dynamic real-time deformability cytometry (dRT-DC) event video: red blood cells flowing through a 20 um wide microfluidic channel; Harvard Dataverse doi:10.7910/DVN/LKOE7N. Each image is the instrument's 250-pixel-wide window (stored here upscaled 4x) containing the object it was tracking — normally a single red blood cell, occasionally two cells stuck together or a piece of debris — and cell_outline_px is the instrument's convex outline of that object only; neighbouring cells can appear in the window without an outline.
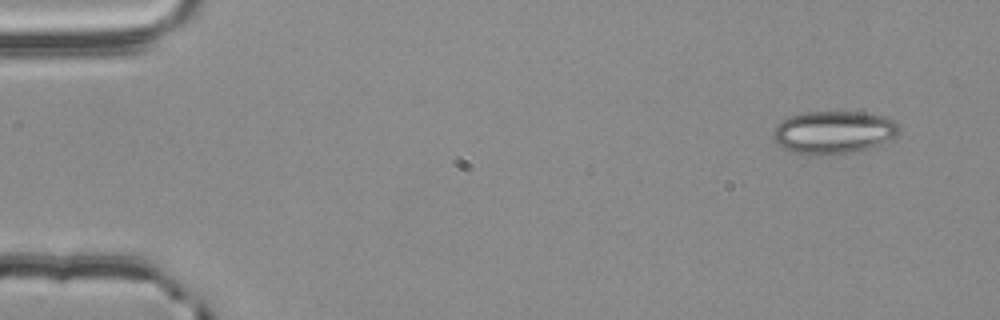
{"species": "common noctule bat (a hibernating species)", "species_latin": "Nyctalus noctula", "temperature_condition": "room temperature", "stored_images_in_passage": 52, "camera_frame_rate_fps": 3000, "um_per_image_px": 0.085, "animal": {"sex": "male", "body_mass_g": 20.4}, "frame": {"image": 1, "passage_image": 1, "time_ms": 0.0, "image_size_px": [1000, 320], "cell_outline_px": [[900, 132], [880, 144], [868, 148], [852, 152], [816, 156], [812, 156], [792, 152], [784, 148], [772, 136], [772, 128], [780, 120], [788, 116], [804, 112], [864, 112], [884, 116], [896, 120], [900, 128]], "centroid_in_image_um": [70.82, 11.23], "position_along_channel_um": 14.2, "area_um2": 31.73}}
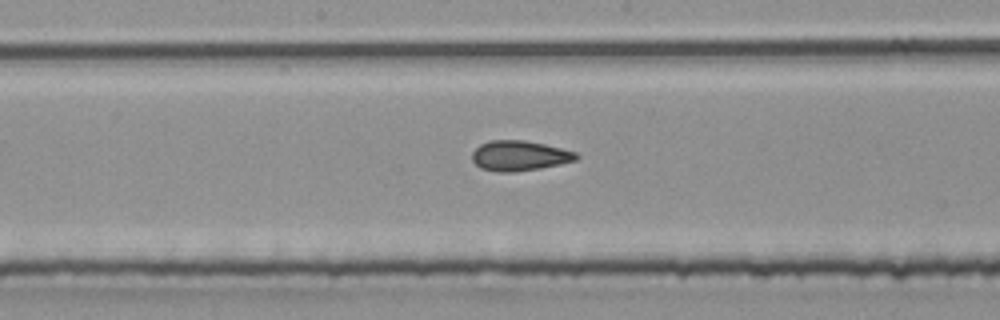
{"frame": {"image": 2, "passage_image": 26, "time_ms": 8.333, "image_size_px": [1000, 320], "cell_outline_px": [[580, 156], [576, 160], [560, 164], [540, 168], [512, 172], [496, 172], [480, 168], [472, 160], [472, 152], [480, 144], [488, 140], [524, 140], [544, 144], [576, 152]], "centroid_in_image_um": [44.13, 13.23], "position_along_channel_um": 204.1, "area_um2": 18.32}}
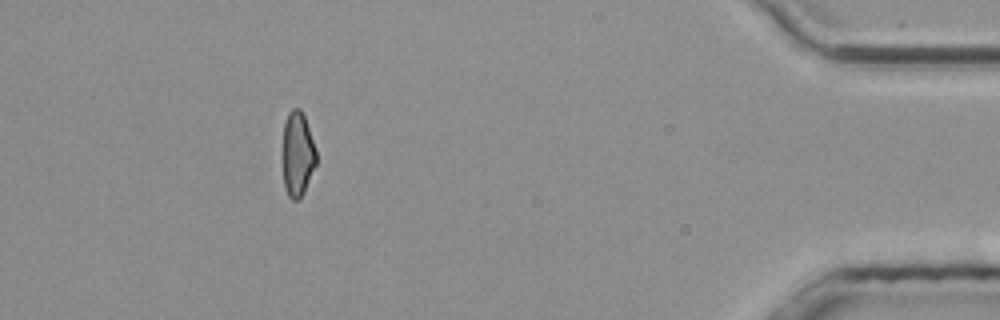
{"frame": {"image": 3, "passage_image": 47, "time_ms": 15.333, "image_size_px": [1000, 320], "cell_outline_px": [[316, 164], [304, 192], [296, 200], [292, 200], [288, 196], [284, 184], [280, 156], [284, 124], [288, 112], [292, 108], [300, 108], [304, 116], [316, 148]], "centroid_in_image_um": [25.25, 13.08], "position_along_channel_um": 410.0, "area_um2": 17.11}, "authors_computed_cell_mechanics": {"area_um2": 18.0625, "velocity_mm_per_s": 3.8016, "shape_relaxation_time_tau1_ms": null, "shape_relaxation_time_tau2_ms": 1.8306, "deformation_change_tau1": null, "deformation_change_tau2": 0.1025}}